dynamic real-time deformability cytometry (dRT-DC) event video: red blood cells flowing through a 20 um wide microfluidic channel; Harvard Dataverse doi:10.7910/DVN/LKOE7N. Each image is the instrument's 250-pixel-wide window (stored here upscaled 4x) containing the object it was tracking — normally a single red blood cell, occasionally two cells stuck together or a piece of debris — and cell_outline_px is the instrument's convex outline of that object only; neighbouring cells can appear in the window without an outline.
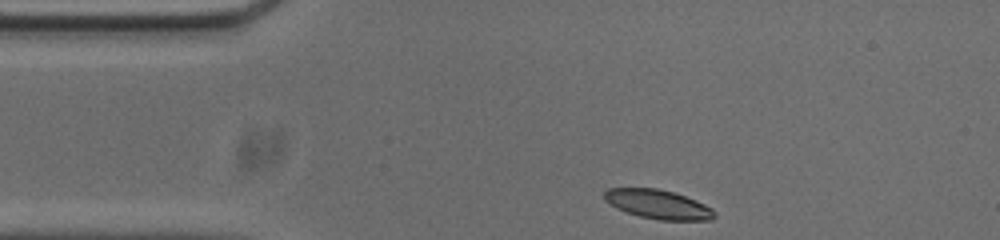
{"species": "common noctule bat (a hibernating species)", "species_latin": "Nyctalus noctula", "temperature_condition": "cold", "stored_images_in_passage": 36, "camera_frame_rate_fps": 3000, "um_per_image_px": 0.085, "animal": {"sex": "male", "body_mass_g": 20.0, "forearm_length_mm": 53.3}, "frame": {"image": 1, "passage_image": 1, "time_ms": 0.0, "image_size_px": [1000, 240], "cell_outline_px": [[716, 216], [712, 220], [660, 220], [640, 216], [616, 208], [604, 200], [604, 192], [608, 188], [656, 188], [672, 192], [696, 200], [712, 208], [716, 212]], "centroid_in_image_um": [55.95, 17.37], "position_along_channel_um": 29.1, "area_um2": 18.61}}
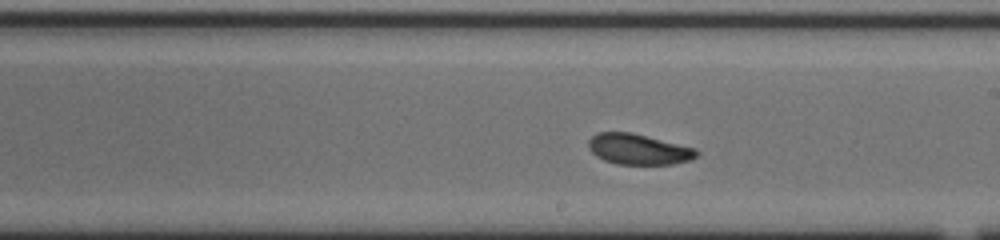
{"frame": {"image": 2, "passage_image": 21, "time_ms": 6.667, "image_size_px": [1000, 240], "cell_outline_px": [[700, 152], [692, 160], [672, 164], [616, 164], [604, 160], [596, 156], [588, 148], [588, 140], [592, 136], [600, 132], [632, 132], [696, 148]], "centroid_in_image_um": [54.28, 12.68], "position_along_channel_um": 234.7, "area_um2": 19.42}}
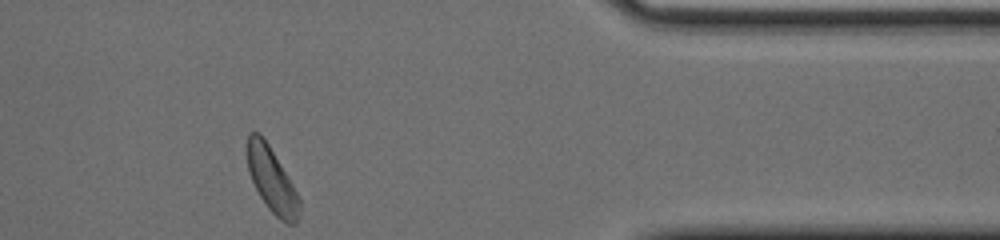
{"frame": {"image": 3, "passage_image": 36, "time_ms": 11.667, "image_size_px": [1000, 240], "cell_outline_px": [[300, 212], [296, 224], [288, 224], [280, 220], [268, 208], [260, 196], [248, 172], [244, 152], [248, 132], [260, 132], [268, 144], [292, 184], [300, 200]], "centroid_in_image_um": [23.05, 15.26], "position_along_channel_um": 388.4, "area_um2": 19.88}, "authors_computed_cell_mechanics": {"area_um2": 19.3341, "velocity_mm_per_s": 3.688, "shape_relaxation_time_tau1_ms": 3.4642, "shape_relaxation_time_tau2_ms": 3.5335, "deformation_change_tau1": 0.1196, "deformation_change_tau2": 0.0878}}